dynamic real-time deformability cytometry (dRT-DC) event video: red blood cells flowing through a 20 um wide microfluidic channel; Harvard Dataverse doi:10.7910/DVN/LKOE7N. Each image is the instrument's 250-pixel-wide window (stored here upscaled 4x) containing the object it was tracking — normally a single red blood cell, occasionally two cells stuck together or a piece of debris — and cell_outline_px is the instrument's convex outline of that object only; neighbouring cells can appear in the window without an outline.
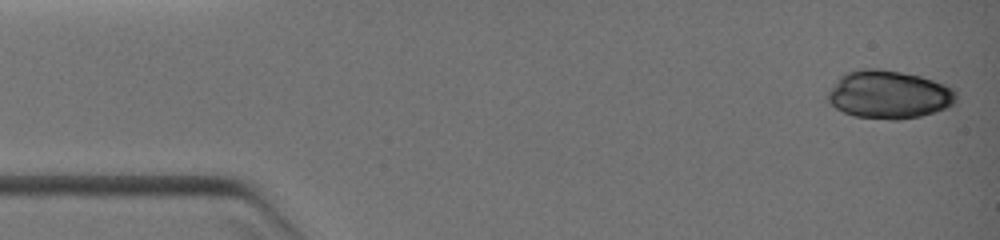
{"species": "common noctule bat (a hibernating species)", "species_latin": "Nyctalus noctula", "temperature_condition": "warm", "stored_images_in_passage": 31, "camera_frame_rate_fps": 3000, "um_per_image_px": 0.085, "animal": {"sex": "female", "body_mass_g": 19.0, "forearm_length_mm": 51.5}, "frame": {"image": 1, "passage_image": 1, "time_ms": 0.0, "image_size_px": [1000, 240], "cell_outline_px": [[956, 100], [948, 108], [920, 116], [896, 120], [892, 120], [856, 116], [844, 112], [836, 108], [824, 96], [836, 80], [840, 76], [848, 72], [864, 68], [880, 68], [920, 76], [944, 84], [952, 88], [956, 92]], "centroid_in_image_um": [75.53, 8.03], "position_along_channel_um": 9.5, "area_um2": 36.01}}